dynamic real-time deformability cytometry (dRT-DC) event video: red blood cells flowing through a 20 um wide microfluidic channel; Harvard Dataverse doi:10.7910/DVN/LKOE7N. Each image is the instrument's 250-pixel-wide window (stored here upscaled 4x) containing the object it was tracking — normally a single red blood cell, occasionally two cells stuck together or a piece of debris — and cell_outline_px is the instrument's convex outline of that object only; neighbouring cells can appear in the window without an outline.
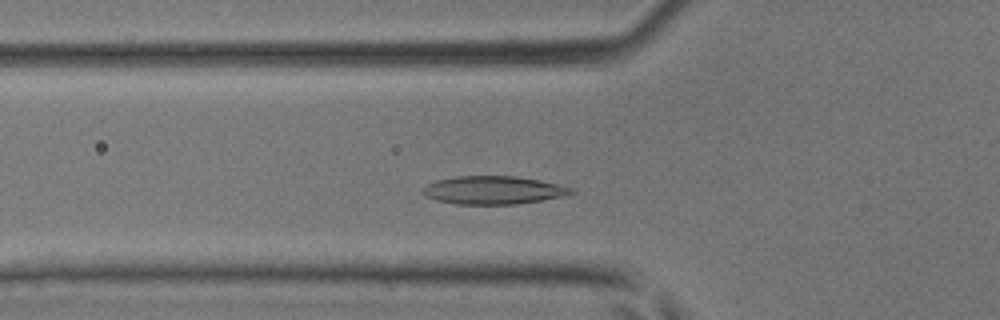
{"species": "common noctule bat (a hibernating species)", "species_latin": "Nyctalus noctula", "temperature_condition": "room temperature", "stored_images_in_passage": 39, "camera_frame_rate_fps": 3000, "um_per_image_px": 0.085, "animal": {"sex": "male", "body_mass_g": 17.9, "forearm_length_mm": 54.2}, "frame": {"image": 1, "passage_image": 10, "time_ms": 3.0, "image_size_px": [1000, 320], "cell_outline_px": [[576, 192], [560, 196], [540, 200], [516, 204], [456, 204], [436, 200], [424, 196], [420, 192], [420, 188], [436, 180], [456, 176], [516, 176], [540, 180], [572, 188]], "centroid_in_image_um": [41.85, 16.16], "position_along_channel_um": 84.0, "area_um2": 24.28}}
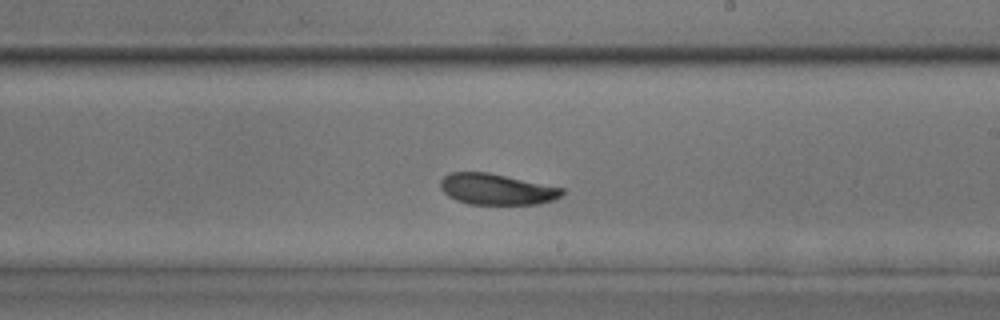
{"frame": {"image": 2, "passage_image": 21, "time_ms": 6.667, "image_size_px": [1000, 320], "cell_outline_px": [[564, 192], [560, 196], [552, 200], [536, 204], [468, 204], [456, 200], [448, 196], [440, 188], [440, 180], [448, 172], [488, 172], [564, 188]], "centroid_in_image_um": [42.17, 16.08], "position_along_channel_um": 246.8, "area_um2": 21.96}}
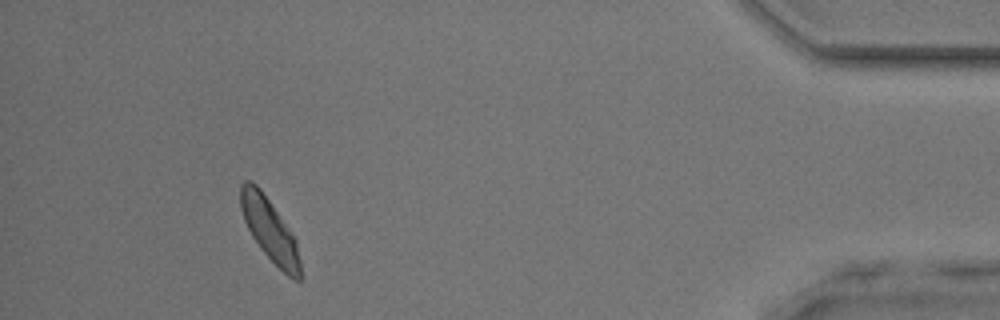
{"frame": {"image": 3, "passage_image": 36, "time_ms": 11.667, "image_size_px": [1000, 320], "cell_outline_px": [[300, 280], [292, 280], [260, 248], [252, 236], [244, 220], [240, 208], [240, 184], [244, 180], [252, 180], [260, 188], [288, 228], [296, 240], [300, 260]], "centroid_in_image_um": [22.89, 19.5], "position_along_channel_um": 412.3, "area_um2": 21.44}}